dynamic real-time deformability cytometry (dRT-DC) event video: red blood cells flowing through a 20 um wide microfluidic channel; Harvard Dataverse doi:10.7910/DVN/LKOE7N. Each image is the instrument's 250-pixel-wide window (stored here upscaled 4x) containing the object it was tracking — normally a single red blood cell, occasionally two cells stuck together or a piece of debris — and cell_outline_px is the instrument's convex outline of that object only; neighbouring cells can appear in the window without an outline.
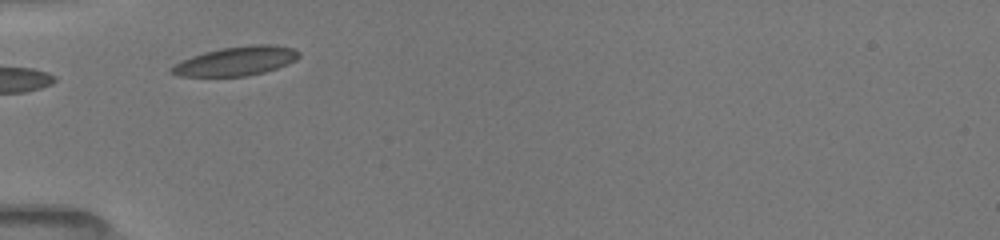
{"species": "common noctule bat (a hibernating species)", "species_latin": "Nyctalus noctula", "temperature_condition": "room temperature", "stored_images_in_passage": 9, "camera_frame_rate_fps": 3000, "um_per_image_px": 0.085, "animal": {"sex": "female", "body_mass_g": 19.5, "forearm_length_mm": 54.1}, "frame": {"image": 1, "passage_image": 1, "time_ms": 0.0, "image_size_px": [1000, 240], "cell_outline_px": [[300, 56], [296, 60], [288, 64], [264, 72], [244, 76], [180, 76], [168, 72], [168, 68], [180, 60], [204, 52], [220, 48], [252, 44], [276, 44], [292, 48], [300, 52]], "centroid_in_image_um": [20.05, 5.18], "position_along_channel_um": 64.9, "area_um2": 21.79}}